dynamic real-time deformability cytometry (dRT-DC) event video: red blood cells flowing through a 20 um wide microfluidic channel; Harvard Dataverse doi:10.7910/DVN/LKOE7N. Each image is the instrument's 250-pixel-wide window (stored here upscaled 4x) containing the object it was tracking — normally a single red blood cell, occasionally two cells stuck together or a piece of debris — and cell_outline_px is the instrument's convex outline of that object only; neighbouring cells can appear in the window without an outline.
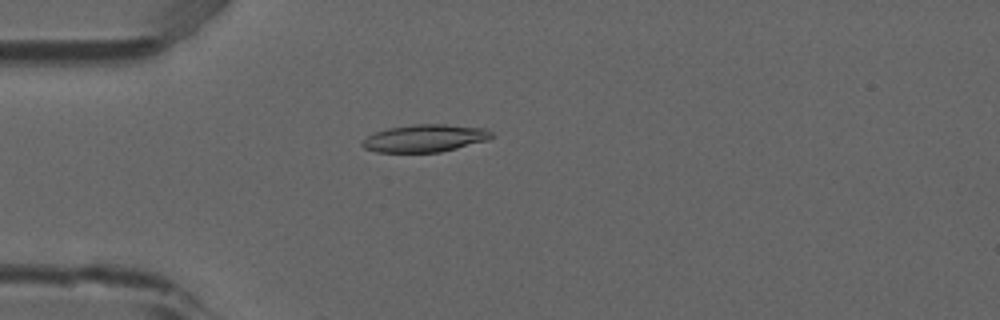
{"species": "common noctule bat (a hibernating species)", "species_latin": "Nyctalus noctula", "temperature_condition": "room temperature", "stored_images_in_passage": 4, "camera_frame_rate_fps": 3000, "um_per_image_px": 0.085, "animal": {"sex": "male", "forearm_length_mm": 52.5}, "frame": {"image": 1, "passage_image": 4, "time_ms": 1.0, "image_size_px": [1000, 320], "cell_outline_px": [[492, 136], [488, 140], [440, 152], [376, 152], [364, 148], [360, 144], [368, 136], [376, 132], [388, 128], [412, 124], [444, 124], [488, 128], [492, 132]], "centroid_in_image_um": [36.13, 11.74], "position_along_channel_um": 48.9, "area_um2": 20.69}}